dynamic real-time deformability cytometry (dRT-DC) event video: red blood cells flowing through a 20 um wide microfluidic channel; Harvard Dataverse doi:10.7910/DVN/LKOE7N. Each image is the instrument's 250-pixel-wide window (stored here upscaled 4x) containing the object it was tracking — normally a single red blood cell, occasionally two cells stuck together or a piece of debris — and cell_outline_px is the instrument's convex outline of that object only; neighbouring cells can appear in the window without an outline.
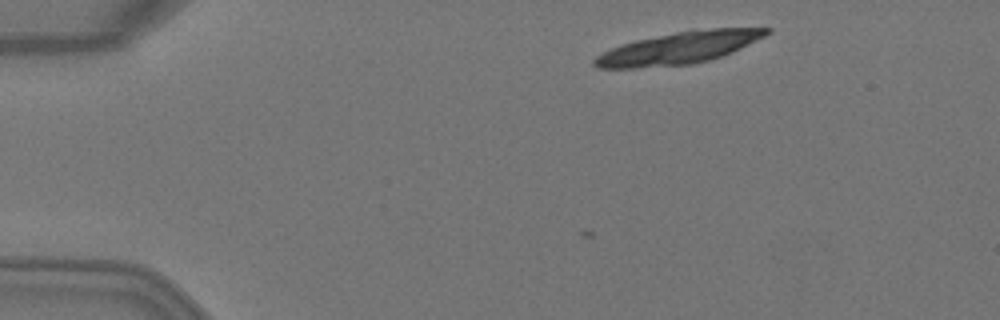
{"species": "Egyptian fruit bat (a non-hibernating species)", "species_latin": "Rousettus aegyptiacus", "temperature_condition": "warm", "stored_images_in_passage": 3, "camera_frame_rate_fps": 3000, "um_per_image_px": 0.085, "animal": {"sex": "female"}, "frame": {"image": 1, "passage_image": 3, "time_ms": 0.667, "image_size_px": [1000, 320], "cell_outline_px": [[772, 32], [732, 52], [708, 60], [692, 64], [636, 68], [596, 68], [592, 64], [592, 60], [596, 56], [620, 44], [636, 40], [692, 28], [772, 28]], "centroid_in_image_um": [57.68, 4.06], "position_along_channel_um": 27.3, "area_um2": 32.14}}